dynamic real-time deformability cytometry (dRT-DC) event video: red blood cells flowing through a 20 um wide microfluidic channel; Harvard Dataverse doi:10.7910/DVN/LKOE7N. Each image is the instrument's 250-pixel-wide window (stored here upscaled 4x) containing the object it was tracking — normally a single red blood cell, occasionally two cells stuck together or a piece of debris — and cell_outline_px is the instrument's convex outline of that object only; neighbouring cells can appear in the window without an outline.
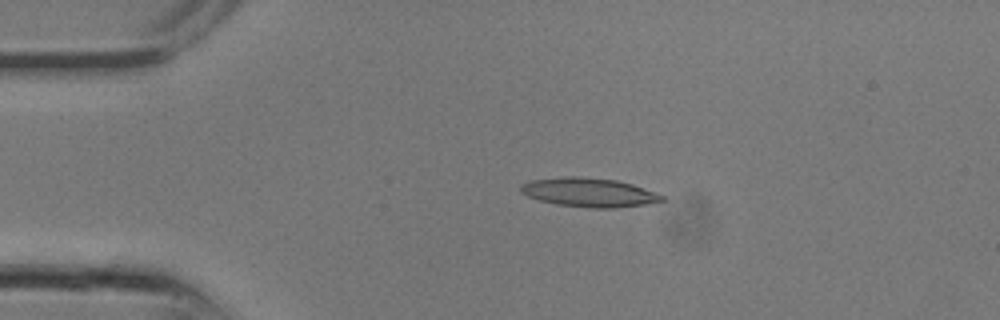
{"species": "common noctule bat (a hibernating species)", "species_latin": "Nyctalus noctula", "temperature_condition": "room temperature", "stored_images_in_passage": 10, "camera_frame_rate_fps": 3000, "um_per_image_px": 0.085, "animal": {"sex": "male", "body_mass_g": 13.3}, "frame": {"image": 1, "passage_image": 6, "time_ms": 1.667, "image_size_px": [1000, 320], "cell_outline_px": [[664, 200], [644, 204], [616, 208], [588, 208], [556, 204], [540, 200], [528, 196], [520, 192], [520, 184], [528, 180], [564, 176], [576, 176], [616, 180], [632, 184], [664, 196]], "centroid_in_image_um": [50.0, 16.35], "position_along_channel_um": 35.0, "area_um2": 23.81}}
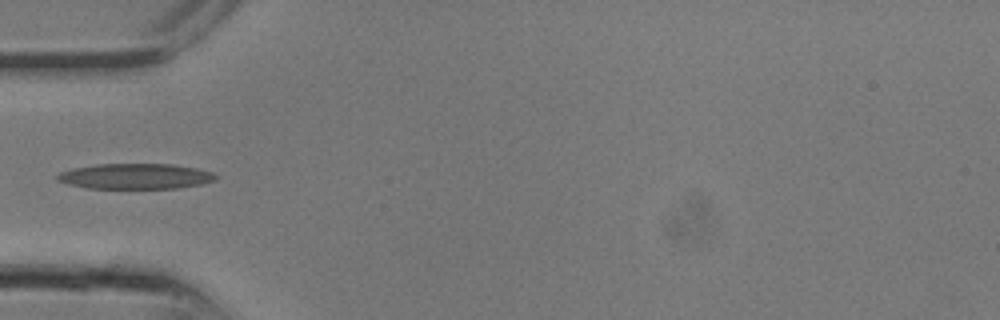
{"frame": {"image": 2, "passage_image": 9, "time_ms": 2.667, "image_size_px": [1000, 320], "cell_outline_px": [[216, 180], [200, 184], [176, 188], [88, 188], [68, 184], [56, 180], [56, 176], [60, 172], [72, 168], [96, 164], [176, 164], [196, 168], [212, 172], [216, 176]], "centroid_in_image_um": [11.49, 14.97], "position_along_channel_um": 73.5, "area_um2": 23.47}}